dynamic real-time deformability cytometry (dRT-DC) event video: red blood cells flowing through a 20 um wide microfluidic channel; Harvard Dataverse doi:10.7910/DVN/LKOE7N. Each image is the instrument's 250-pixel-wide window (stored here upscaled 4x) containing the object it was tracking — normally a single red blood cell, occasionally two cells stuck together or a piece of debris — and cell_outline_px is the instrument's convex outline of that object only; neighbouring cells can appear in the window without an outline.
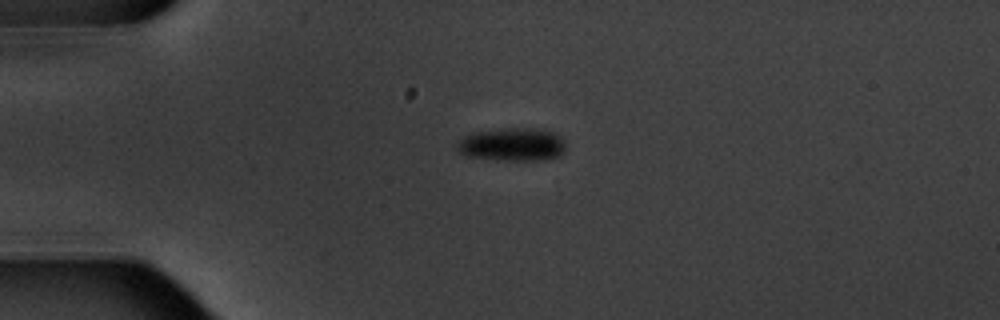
{"species": "common noctule bat (a hibernating species)", "species_latin": "Nyctalus noctula", "temperature_condition": "warm", "stored_images_in_passage": 6, "camera_frame_rate_fps": 3000, "um_per_image_px": 0.085, "animal": {"sex": "male", "body_mass_g": 20.1, "forearm_length_mm": 53.5}, "frame": {"image": 1, "passage_image": 4, "time_ms": 3.667, "image_size_px": [1000, 320], "cell_outline_px": [[564, 152], [560, 156], [544, 160], [496, 160], [468, 156], [460, 152], [456, 148], [456, 144], [464, 136], [472, 132], [496, 128], [544, 128], [556, 132], [564, 140]], "centroid_in_image_um": [43.57, 12.26], "position_along_channel_um": 41.4, "area_um2": 21.5}}
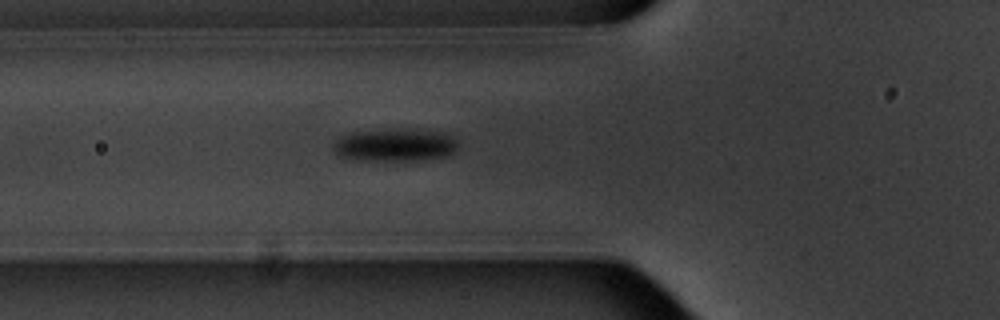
{"frame": {"image": 2, "passage_image": 6, "time_ms": 6.0, "image_size_px": [1000, 320], "cell_outline_px": [[460, 148], [452, 156], [416, 160], [360, 160], [340, 156], [332, 148], [332, 144], [340, 136], [352, 132], [404, 128], [444, 132], [456, 136], [460, 140]], "centroid_in_image_um": [33.71, 12.31], "position_along_channel_um": 92.1, "area_um2": 24.51}}